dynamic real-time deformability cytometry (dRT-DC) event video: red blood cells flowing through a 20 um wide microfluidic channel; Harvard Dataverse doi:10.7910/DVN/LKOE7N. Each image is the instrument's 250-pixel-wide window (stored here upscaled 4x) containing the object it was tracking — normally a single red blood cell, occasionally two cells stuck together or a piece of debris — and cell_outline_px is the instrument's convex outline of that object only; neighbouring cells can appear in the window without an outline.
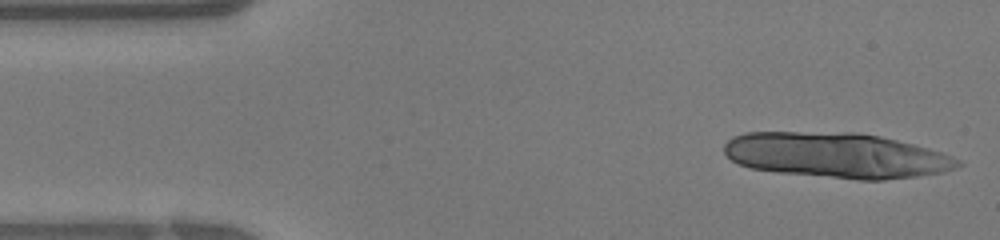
{"species": "human", "species_latin": "Homo sapiens", "temperature_condition": "warm", "stored_images_in_passage": 37, "camera_frame_rate_fps": 3000, "um_per_image_px": 0.085, "donor": {"sex": "female"}, "frame": {"image": 1, "passage_image": 1, "time_ms": 0.0, "image_size_px": [1000, 240], "cell_outline_px": [[964, 164], [956, 168], [944, 172], [916, 176], [884, 180], [860, 180], [780, 172], [752, 168], [740, 164], [732, 160], [724, 152], [724, 144], [732, 136], [744, 132], [856, 132], [880, 136], [928, 148], [940, 152], [960, 160]], "centroid_in_image_um": [71.11, 13.19], "position_along_channel_um": 13.9, "area_um2": 61.56}}
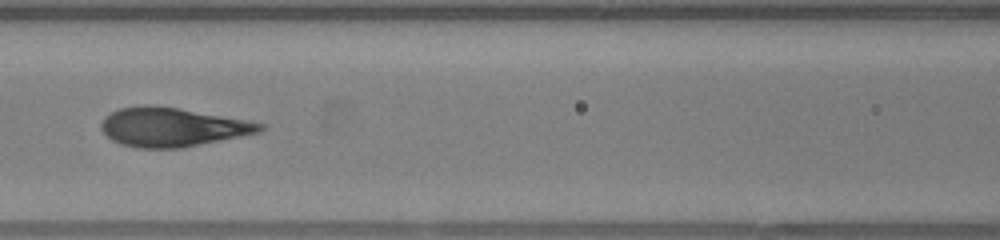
{"frame": {"image": 2, "passage_image": 15, "time_ms": 4.667, "image_size_px": [1000, 240], "cell_outline_px": [[268, 128], [260, 132], [180, 148], [140, 148], [120, 144], [112, 140], [100, 128], [100, 124], [104, 116], [120, 108], [144, 104], [148, 104], [176, 108], [248, 120], [264, 124]], "centroid_in_image_um": [14.62, 10.8], "position_along_channel_um": 152.0, "area_um2": 35.84}}
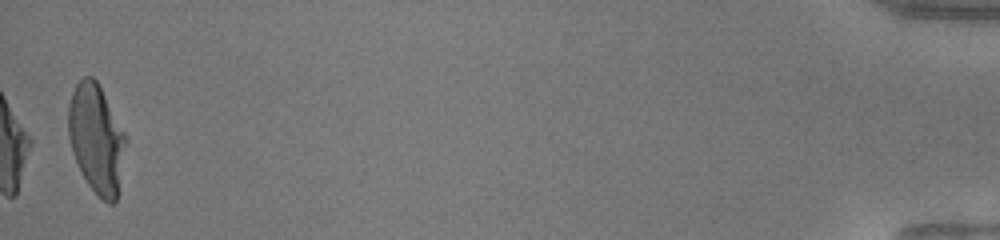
{"frame": {"image": 3, "passage_image": 37, "time_ms": 12.0, "image_size_px": [1000, 240], "cell_outline_px": [[128, 140], [116, 200], [112, 204], [108, 204], [88, 184], [72, 152], [68, 136], [68, 104], [72, 92], [76, 84], [84, 76], [92, 76], [96, 80], [124, 132]], "centroid_in_image_um": [8.19, 11.78], "position_along_channel_um": 427.0, "area_um2": 36.07}}